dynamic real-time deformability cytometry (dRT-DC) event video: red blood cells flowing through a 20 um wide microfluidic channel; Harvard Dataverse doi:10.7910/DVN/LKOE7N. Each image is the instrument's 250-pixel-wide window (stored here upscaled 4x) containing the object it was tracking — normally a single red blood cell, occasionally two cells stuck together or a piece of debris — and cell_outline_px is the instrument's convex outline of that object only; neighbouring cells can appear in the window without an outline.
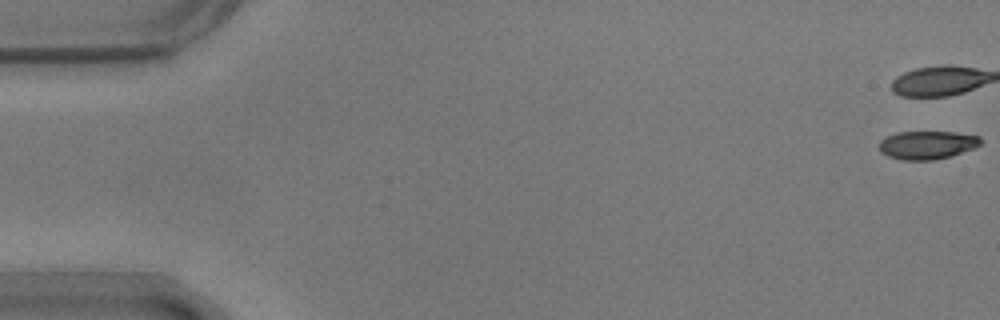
{"species": "common noctule bat (a hibernating species)", "species_latin": "Nyctalus noctula", "temperature_condition": "warm", "stored_images_in_passage": 18, "camera_frame_rate_fps": 3000, "um_per_image_px": 0.085, "animal": {"sex": "male", "body_mass_g": 17.9}, "frame": {"image": 1, "passage_image": 1, "time_ms": 0.0, "image_size_px": [1000, 320], "cell_outline_px": [[980, 144], [976, 148], [948, 156], [932, 160], [900, 160], [888, 156], [880, 152], [880, 140], [896, 132], [956, 132], [980, 136]], "centroid_in_image_um": [78.8, 12.32], "position_along_channel_um": 6.2, "area_um2": 16.65}}